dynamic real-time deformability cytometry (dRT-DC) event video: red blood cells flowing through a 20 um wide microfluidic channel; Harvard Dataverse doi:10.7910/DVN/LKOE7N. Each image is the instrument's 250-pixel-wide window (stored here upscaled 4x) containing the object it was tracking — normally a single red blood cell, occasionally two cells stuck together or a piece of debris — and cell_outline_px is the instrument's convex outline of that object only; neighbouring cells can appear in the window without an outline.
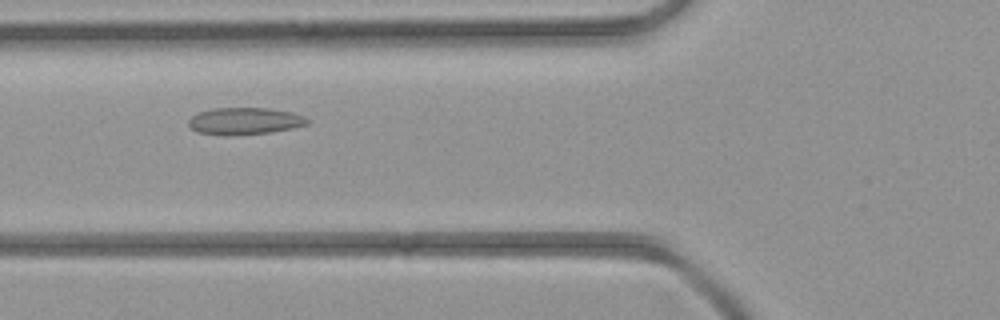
{"species": "common noctule bat (a hibernating species)", "species_latin": "Nyctalus noctula", "temperature_condition": "room temperature", "stored_images_in_passage": 4, "camera_frame_rate_fps": 3000, "um_per_image_px": 0.085, "animal": {"sex": "female", "body_mass_g": 21.9}, "frame": {"image": 1, "passage_image": 4, "time_ms": 3.333, "image_size_px": [1000, 320], "cell_outline_px": [[312, 120], [308, 124], [292, 128], [272, 132], [224, 136], [196, 132], [188, 124], [188, 120], [192, 116], [200, 112], [212, 108], [268, 108], [292, 112], [304, 116]], "centroid_in_image_um": [20.81, 10.29], "position_along_channel_um": 105.0, "area_um2": 18.84}}